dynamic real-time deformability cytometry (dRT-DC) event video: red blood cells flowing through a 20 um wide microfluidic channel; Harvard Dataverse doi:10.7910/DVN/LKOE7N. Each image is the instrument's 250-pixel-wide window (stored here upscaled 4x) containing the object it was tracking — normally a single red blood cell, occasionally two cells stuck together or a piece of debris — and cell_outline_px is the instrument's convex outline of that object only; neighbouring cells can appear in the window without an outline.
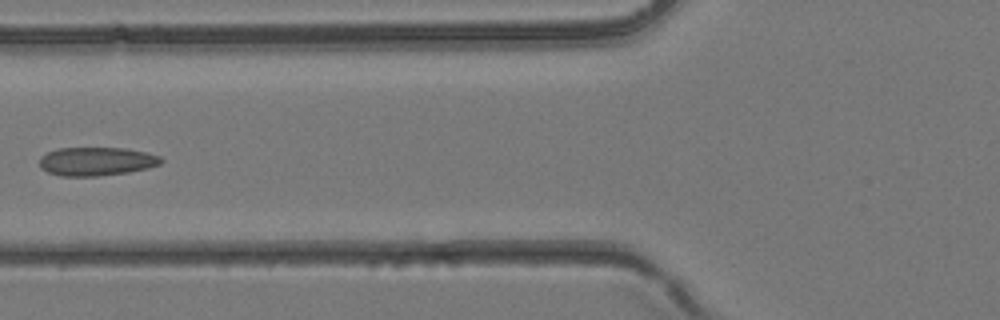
{"species": "common noctule bat (a hibernating species)", "species_latin": "Nyctalus noctula", "temperature_condition": "room temperature", "stored_images_in_passage": 5, "camera_frame_rate_fps": 3000, "um_per_image_px": 0.085, "animal": {"sex": "female", "body_mass_g": 24.6, "forearm_length_mm": 56.2}, "frame": {"image": 1, "passage_image": 5, "time_ms": 1.333, "image_size_px": [1000, 320], "cell_outline_px": [[164, 160], [160, 164], [148, 168], [128, 172], [100, 176], [60, 176], [48, 172], [40, 168], [40, 156], [56, 148], [124, 148], [144, 152], [160, 156]], "centroid_in_image_um": [8.18, 13.72], "position_along_channel_um": 117.6, "area_um2": 20.29}}